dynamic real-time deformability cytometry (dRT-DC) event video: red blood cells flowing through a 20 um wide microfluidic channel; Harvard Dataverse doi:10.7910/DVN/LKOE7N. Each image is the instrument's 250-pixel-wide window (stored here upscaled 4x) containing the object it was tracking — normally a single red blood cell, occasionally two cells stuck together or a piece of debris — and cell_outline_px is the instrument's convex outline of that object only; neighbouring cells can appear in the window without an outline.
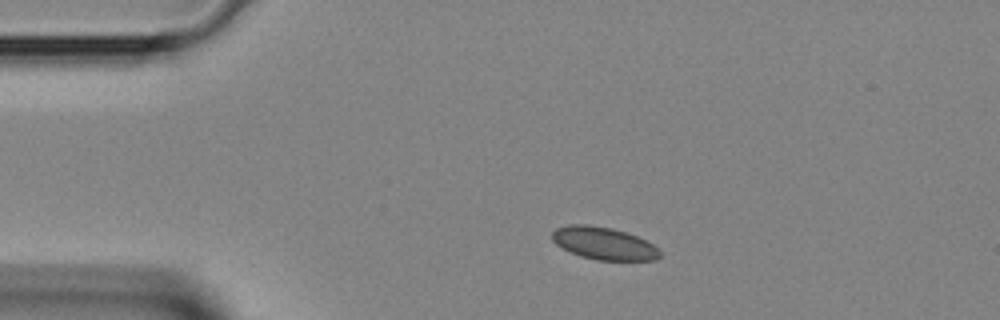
{"species": "Egyptian fruit bat (a non-hibernating species)", "species_latin": "Rousettus aegyptiacus", "temperature_condition": "room temperature", "stored_images_in_passage": 3, "camera_frame_rate_fps": 3000, "um_per_image_px": 0.085, "animal": {"sex": "female"}, "frame": {"image": 1, "passage_image": 1, "time_ms": 0.0, "image_size_px": [1000, 320], "cell_outline_px": [[660, 256], [656, 260], [596, 260], [580, 256], [556, 244], [552, 240], [552, 232], [556, 228], [568, 224], [588, 224], [612, 228], [636, 236], [652, 244], [660, 252]], "centroid_in_image_um": [51.29, 20.68], "position_along_channel_um": 33.7, "area_um2": 20.23}}
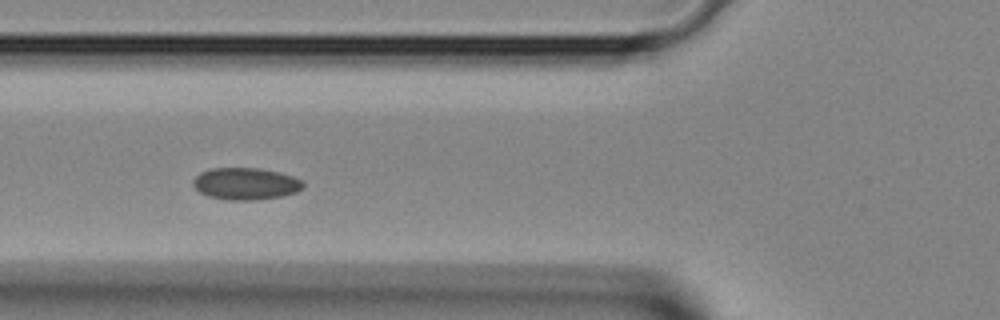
{"frame": {"image": 2, "passage_image": 3, "time_ms": 0.667, "image_size_px": [1000, 320], "cell_outline_px": [[304, 184], [296, 192], [280, 196], [252, 200], [228, 200], [208, 196], [200, 192], [192, 184], [192, 180], [200, 172], [212, 168], [260, 168], [280, 172], [304, 180]], "centroid_in_image_um": [20.87, 15.6], "position_along_channel_um": 104.9, "area_um2": 20.46}}